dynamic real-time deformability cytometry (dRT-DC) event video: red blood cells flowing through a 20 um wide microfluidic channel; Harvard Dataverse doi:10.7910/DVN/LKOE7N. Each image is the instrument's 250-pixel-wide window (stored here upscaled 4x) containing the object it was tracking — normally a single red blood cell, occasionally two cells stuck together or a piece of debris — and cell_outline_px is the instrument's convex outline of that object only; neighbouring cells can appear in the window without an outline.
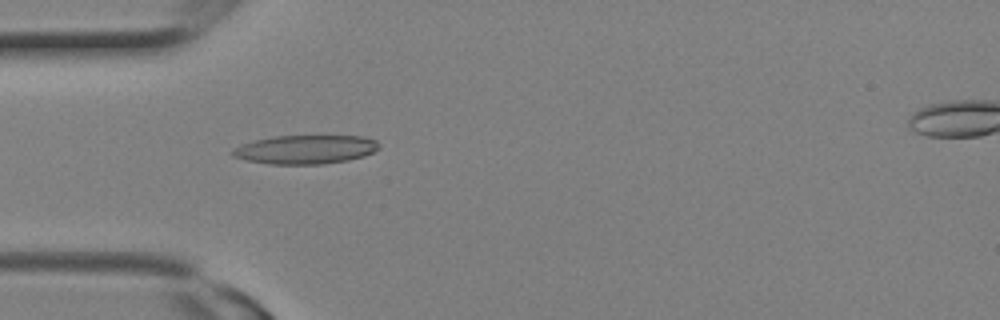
{"species": "Egyptian fruit bat (a non-hibernating species)", "species_latin": "Rousettus aegyptiacus", "temperature_condition": "room temperature", "stored_images_in_passage": 4, "camera_frame_rate_fps": 3000, "um_per_image_px": 0.085, "animal": {"sex": "female"}, "frame": {"image": 1, "passage_image": 4, "time_ms": 1.0, "image_size_px": [1000, 320], "cell_outline_px": [[380, 148], [364, 156], [348, 160], [324, 164], [268, 164], [248, 160], [232, 156], [232, 148], [240, 144], [272, 136], [364, 136], [376, 140], [380, 144]], "centroid_in_image_um": [25.97, 12.7], "position_along_channel_um": 59.0, "area_um2": 24.68}}